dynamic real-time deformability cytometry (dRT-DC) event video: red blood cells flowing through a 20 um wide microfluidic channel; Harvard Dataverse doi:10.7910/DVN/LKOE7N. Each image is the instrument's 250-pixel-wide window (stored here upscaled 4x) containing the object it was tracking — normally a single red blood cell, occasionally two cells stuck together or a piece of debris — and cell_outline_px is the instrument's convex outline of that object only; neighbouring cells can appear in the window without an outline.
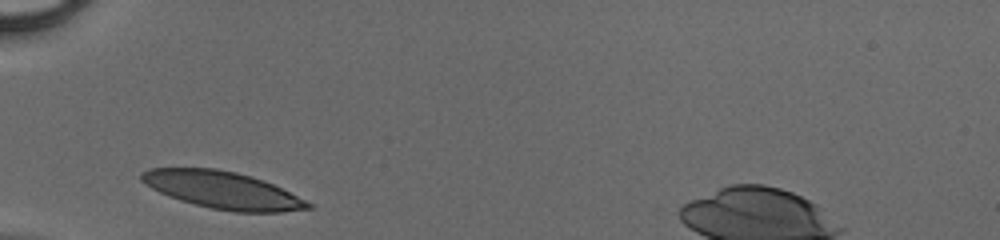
{"species": "human", "species_latin": "Homo sapiens", "temperature_condition": "cold", "stored_images_in_passage": 25, "camera_frame_rate_fps": 3000, "um_per_image_px": 0.085, "donor": {"sex": "male"}, "frame": {"image": 1, "passage_image": 1, "time_ms": 0.0, "image_size_px": [1000, 240], "cell_outline_px": [[312, 208], [284, 212], [236, 212], [212, 208], [180, 200], [168, 196], [152, 188], [140, 180], [140, 172], [148, 168], [216, 168], [236, 172], [252, 176], [264, 180], [312, 204]], "centroid_in_image_um": [18.88, 16.15], "position_along_channel_um": 66.1, "area_um2": 35.84}}
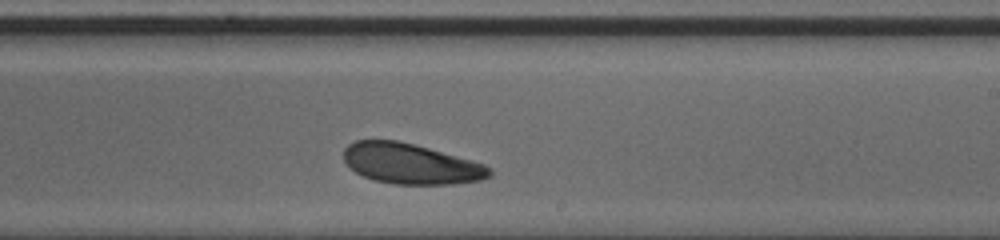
{"frame": {"image": 2, "passage_image": 15, "time_ms": 4.667, "image_size_px": [1000, 240], "cell_outline_px": [[492, 176], [480, 180], [456, 184], [392, 184], [372, 180], [356, 172], [344, 160], [344, 148], [348, 144], [356, 140], [396, 140], [428, 148], [484, 164], [492, 172]], "centroid_in_image_um": [34.9, 13.93], "position_along_channel_um": 254.1, "area_um2": 34.1}}
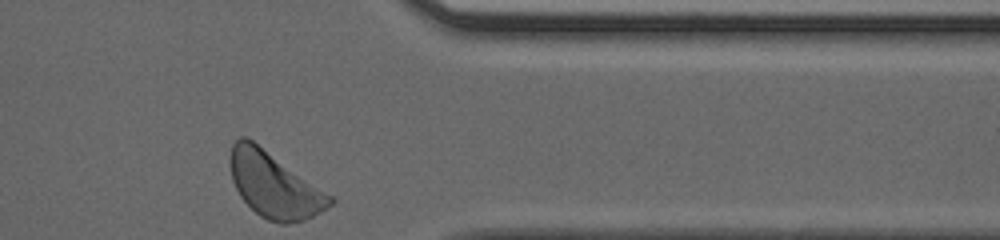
{"frame": {"image": 3, "passage_image": 25, "time_ms": 8.0, "image_size_px": [1000, 240], "cell_outline_px": [[336, 200], [332, 204], [320, 212], [312, 216], [288, 224], [280, 224], [268, 220], [260, 216], [240, 196], [232, 180], [232, 144], [240, 136], [244, 136], [252, 140], [332, 196]], "centroid_in_image_um": [23.32, 15.75], "position_along_channel_um": 388.1, "area_um2": 36.99}}